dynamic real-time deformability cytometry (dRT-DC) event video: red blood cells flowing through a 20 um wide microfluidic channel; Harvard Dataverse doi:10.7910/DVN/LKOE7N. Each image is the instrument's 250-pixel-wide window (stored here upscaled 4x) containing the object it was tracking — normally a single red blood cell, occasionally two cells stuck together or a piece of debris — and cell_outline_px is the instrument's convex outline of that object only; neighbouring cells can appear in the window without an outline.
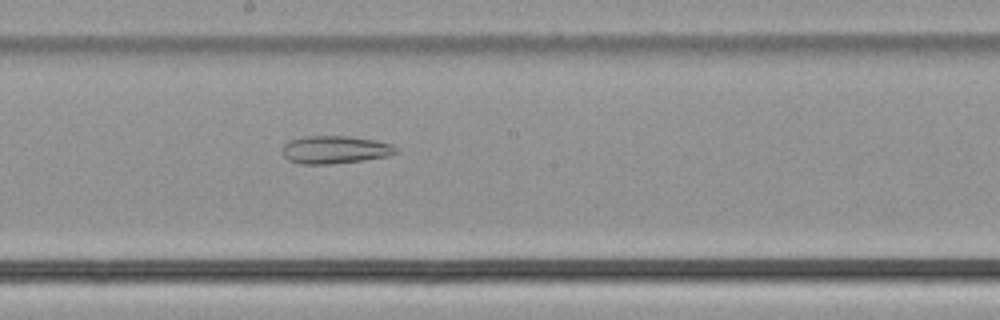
{"species": "common noctule bat (a hibernating species)", "species_latin": "Nyctalus noctula", "temperature_condition": "cold", "stored_images_in_passage": 50, "segment_of_instrument_passage": [2, 2], "camera_frame_rate_fps": 3000, "um_per_image_px": 0.085, "animal": {"sex": "male", "body_mass_g": 21.5, "forearm_length_mm": 52.0}, "frame": {"image": 1, "passage_image": 27, "time_ms": 8.667, "image_size_px": [1000, 320], "cell_outline_px": [[400, 152], [388, 156], [364, 160], [328, 164], [300, 164], [288, 160], [284, 156], [284, 144], [288, 140], [304, 136], [348, 136], [376, 140], [392, 144]], "centroid_in_image_um": [28.49, 12.72], "position_along_channel_um": 219.7, "area_um2": 18.5}}
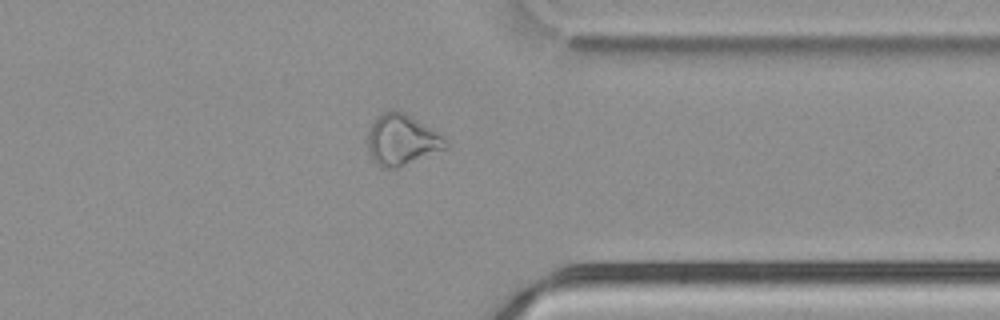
{"frame": {"image": 2, "passage_image": 39, "time_ms": 12.667, "image_size_px": [1000, 320], "cell_outline_px": [[448, 148], [396, 168], [380, 168], [368, 152], [368, 132], [372, 124], [384, 112], [392, 108], [396, 108], [412, 116], [440, 132], [448, 140]], "centroid_in_image_um": [34.2, 11.87], "position_along_channel_um": 377.2, "area_um2": 23.35}}
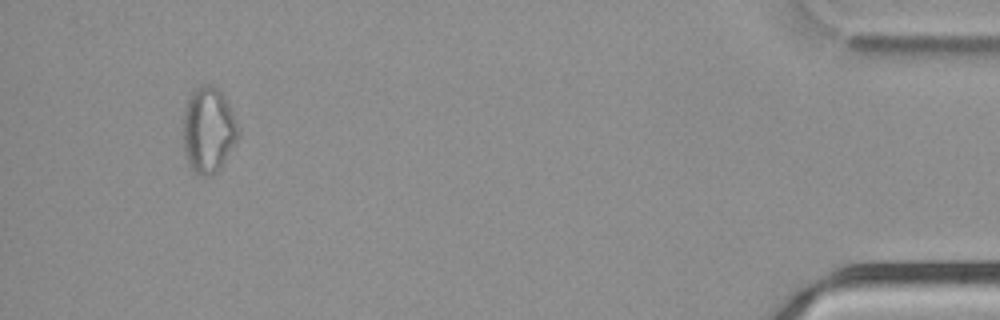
{"frame": {"image": 3, "passage_image": 47, "time_ms": 15.333, "image_size_px": [1000, 320], "cell_outline_px": [[240, 136], [224, 160], [212, 176], [200, 176], [192, 172], [188, 164], [184, 152], [184, 112], [188, 96], [192, 88], [200, 84], [212, 84], [224, 96], [240, 128]], "centroid_in_image_um": [17.7, 11.03], "position_along_channel_um": 417.5, "area_um2": 27.74}}